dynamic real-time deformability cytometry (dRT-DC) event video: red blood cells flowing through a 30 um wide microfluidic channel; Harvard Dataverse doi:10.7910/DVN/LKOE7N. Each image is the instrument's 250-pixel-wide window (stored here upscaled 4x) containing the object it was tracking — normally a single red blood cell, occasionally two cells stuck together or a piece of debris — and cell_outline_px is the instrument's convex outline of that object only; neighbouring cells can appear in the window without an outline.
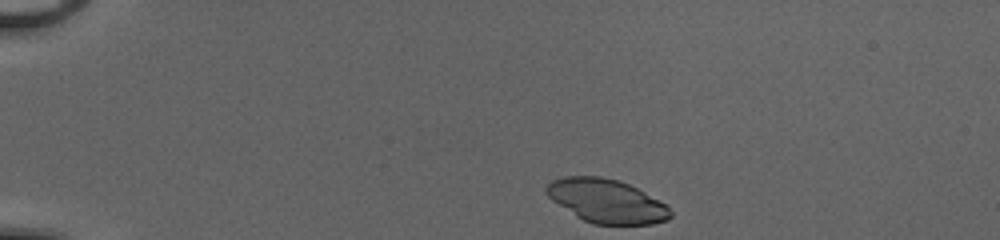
{"species": "common noctule bat (a hibernating species)", "species_latin": "Nyctalus noctula", "temperature_condition": "cold", "stored_images_in_passage": 41, "camera_frame_rate_fps": 3000, "um_per_image_px": 0.085, "animal": {"sex": "female", "body_mass_g": 20.0, "forearm_length_mm": 54.0}, "frame": {"image": 1, "passage_image": 1, "time_ms": 0.0, "image_size_px": [1000, 240], "cell_outline_px": [[672, 216], [668, 220], [652, 224], [592, 224], [576, 216], [552, 200], [544, 192], [544, 188], [552, 180], [564, 176], [600, 176], [620, 180], [668, 204], [672, 212]], "centroid_in_image_um": [51.57, 17.08], "position_along_channel_um": 33.4, "area_um2": 31.73}}